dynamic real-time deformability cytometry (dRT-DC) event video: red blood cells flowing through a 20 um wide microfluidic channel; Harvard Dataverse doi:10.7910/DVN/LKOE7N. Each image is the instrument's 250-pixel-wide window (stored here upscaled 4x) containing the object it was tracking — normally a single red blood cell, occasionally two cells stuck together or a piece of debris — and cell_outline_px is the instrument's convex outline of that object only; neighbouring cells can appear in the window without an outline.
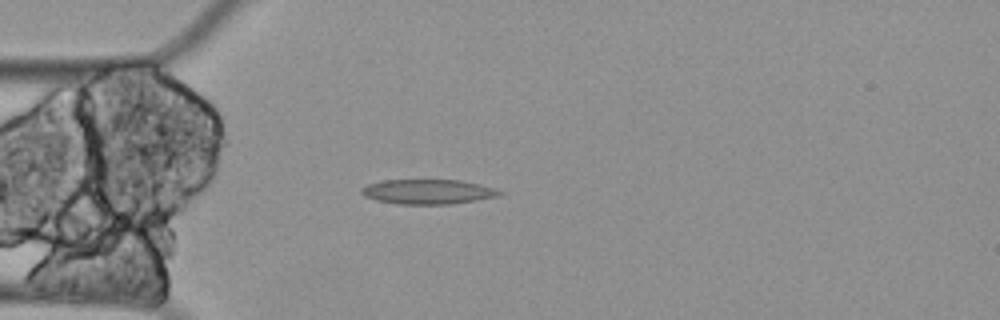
{"species": "Egyptian fruit bat (a non-hibernating species)", "species_latin": "Rousettus aegyptiacus", "temperature_condition": "cold", "stored_images_in_passage": 59, "camera_frame_rate_fps": 3000, "um_per_image_px": 0.085, "animal": {"sex": "female"}, "frame": {"image": 1, "passage_image": 16, "time_ms": 5.0, "image_size_px": [1000, 320], "cell_outline_px": [[504, 192], [500, 196], [452, 204], [396, 204], [376, 200], [364, 196], [360, 192], [360, 188], [368, 184], [384, 180], [460, 180], [480, 184], [496, 188]], "centroid_in_image_um": [36.39, 16.3], "position_along_channel_um": 48.6, "area_um2": 20.06}}
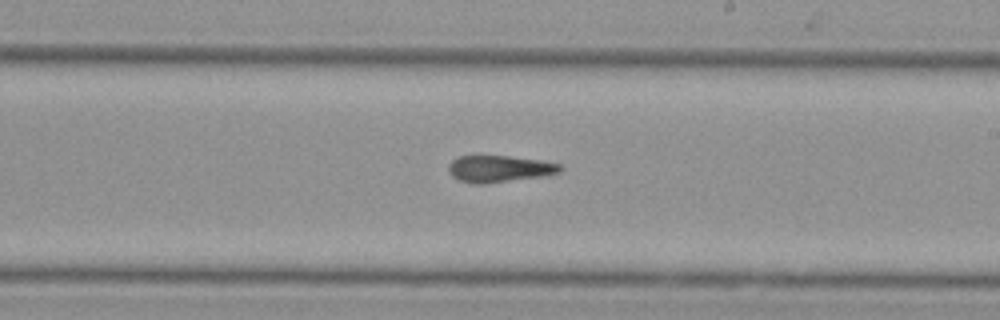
{"frame": {"image": 2, "passage_image": 34, "time_ms": 11.0, "image_size_px": [1000, 320], "cell_outline_px": [[564, 168], [560, 172], [548, 176], [484, 184], [472, 184], [460, 180], [452, 176], [448, 172], [448, 164], [456, 156], [480, 152], [540, 160], [560, 164]], "centroid_in_image_um": [42.4, 14.3], "position_along_channel_um": 246.6, "area_um2": 18.5}}
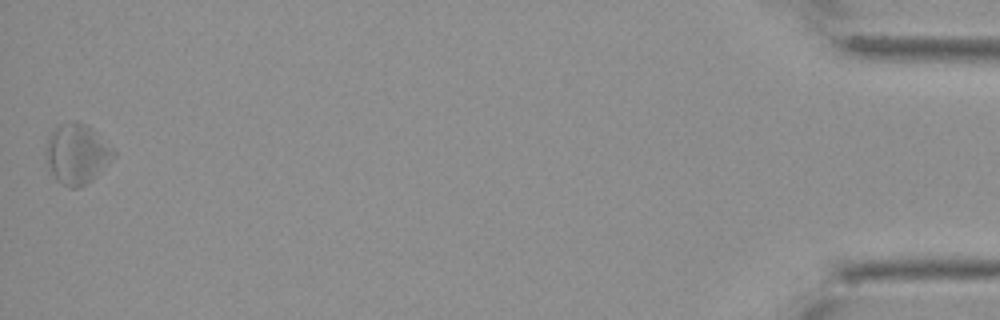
{"frame": {"image": 3, "passage_image": 59, "time_ms": 19.333, "image_size_px": [1000, 320], "cell_outline_px": [[116, 156], [92, 180], [76, 188], [68, 188], [60, 184], [56, 180], [48, 164], [44, 152], [48, 136], [60, 124], [76, 120], [92, 128], [116, 152]], "centroid_in_image_um": [6.52, 13.08], "position_along_channel_um": 428.7, "area_um2": 23.64}, "authors_computed_cell_mechanics": {"area_um2": 19.1318, "velocity_mm_per_s": 3.2929, "shape_relaxation_time_tau1_ms": null, "shape_relaxation_time_tau2_ms": 5.5108, "deformation_change_tau1": null, "deformation_change_tau2": 0.1329}}